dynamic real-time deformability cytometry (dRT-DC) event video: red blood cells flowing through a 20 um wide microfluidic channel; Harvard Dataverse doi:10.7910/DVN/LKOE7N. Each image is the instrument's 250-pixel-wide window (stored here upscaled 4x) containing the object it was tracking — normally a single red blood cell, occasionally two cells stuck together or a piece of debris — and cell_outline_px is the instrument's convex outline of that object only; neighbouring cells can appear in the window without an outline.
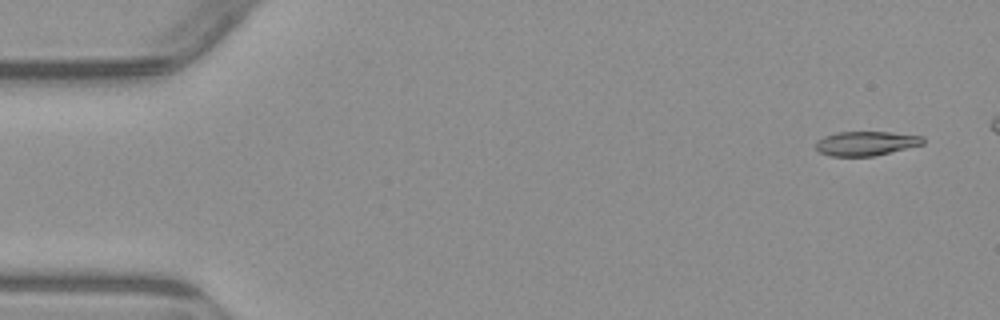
{"species": "common noctule bat (a hibernating species)", "species_latin": "Nyctalus noctula", "temperature_condition": "warm", "stored_images_in_passage": 8, "camera_frame_rate_fps": 3000, "um_per_image_px": 0.085, "animal": {"sex": "male", "body_mass_g": 23.1, "forearm_length_mm": 52.7}, "frame": {"image": 1, "passage_image": 1, "time_ms": 0.0, "image_size_px": [1000, 320], "cell_outline_px": [[924, 144], [872, 156], [828, 156], [820, 152], [816, 148], [816, 140], [824, 136], [836, 132], [892, 132], [924, 136]], "centroid_in_image_um": [73.6, 12.18], "position_along_channel_um": 11.4, "area_um2": 15.2}}
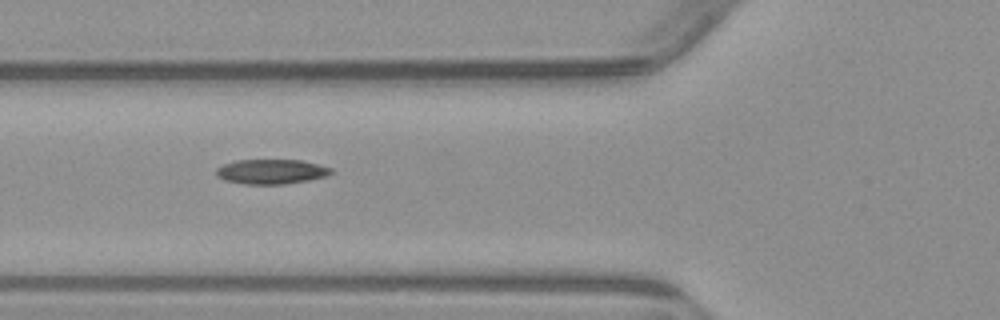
{"frame": {"image": 2, "passage_image": 6, "time_ms": 8.0, "image_size_px": [1000, 320], "cell_outline_px": [[336, 172], [324, 176], [308, 180], [284, 184], [244, 184], [224, 180], [216, 176], [216, 168], [224, 164], [236, 160], [300, 160], [332, 168]], "centroid_in_image_um": [23.04, 14.59], "position_along_channel_um": 102.8, "area_um2": 16.53}}
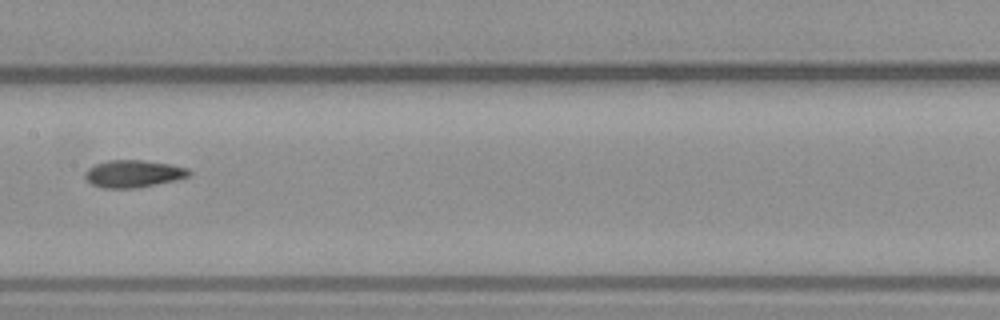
{"frame": {"image": 3, "passage_image": 8, "time_ms": 10.333, "image_size_px": [1000, 320], "cell_outline_px": [[192, 176], [176, 180], [136, 188], [104, 188], [92, 184], [84, 176], [84, 172], [88, 168], [96, 164], [108, 160], [144, 160], [172, 164], [188, 168], [192, 172]], "centroid_in_image_um": [11.38, 14.76], "position_along_channel_um": 196.0, "area_um2": 16.7}}